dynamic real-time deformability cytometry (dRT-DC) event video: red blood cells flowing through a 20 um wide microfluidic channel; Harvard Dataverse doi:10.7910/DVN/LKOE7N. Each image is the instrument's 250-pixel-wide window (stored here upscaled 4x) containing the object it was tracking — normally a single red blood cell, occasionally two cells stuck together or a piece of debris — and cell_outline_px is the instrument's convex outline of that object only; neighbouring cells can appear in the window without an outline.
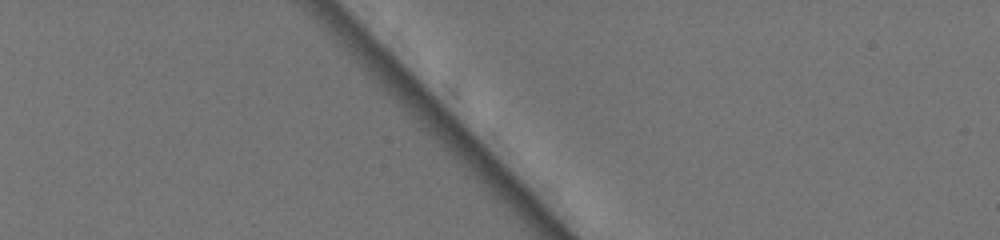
{"species": "common noctule bat (a hibernating species)", "species_latin": "Nyctalus noctula", "temperature_condition": "warm", "stored_images_in_passage": 2, "camera_frame_rate_fps": 3000, "um_per_image_px": 0.085, "animal": {"sex": "female", "body_mass_g": 19.5, "forearm_length_mm": 54.1}, "frame": {"image": 1, "passage_image": 1, "time_ms": 0.0, "image_size_px": [1000, 240], "cell_outline_px": [[596, 96], [592, 108], [588, 108], [568, 88], [544, 60], [544, 48], [576, 52], [592, 80], [596, 92]], "centroid_in_image_um": [48.63, 6.3], "position_along_channel_um": 36.4, "area_um2": 11.39}}